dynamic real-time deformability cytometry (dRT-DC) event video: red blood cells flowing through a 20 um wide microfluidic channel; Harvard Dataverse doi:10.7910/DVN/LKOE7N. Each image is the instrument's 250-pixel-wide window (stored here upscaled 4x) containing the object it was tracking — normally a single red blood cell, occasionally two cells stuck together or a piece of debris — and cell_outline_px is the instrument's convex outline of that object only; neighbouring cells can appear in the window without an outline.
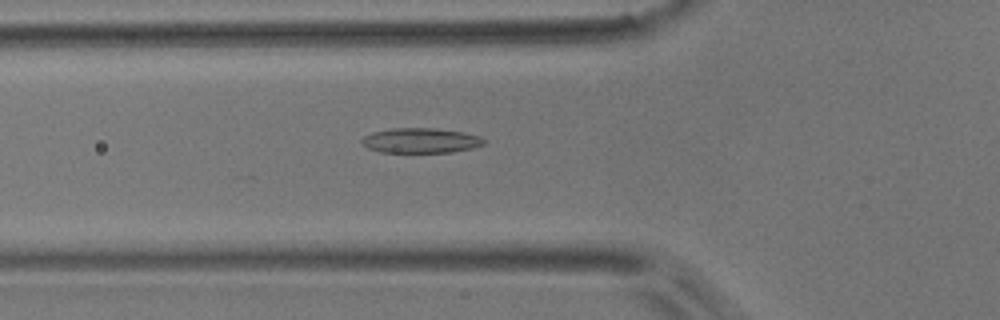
{"species": "common noctule bat (a hibernating species)", "species_latin": "Nyctalus noctula", "temperature_condition": "room temperature", "stored_images_in_passage": 53, "camera_frame_rate_fps": 3000, "um_per_image_px": 0.085, "animal": {"sex": "male", "body_mass_g": 17.9}, "frame": {"image": 1, "passage_image": 19, "time_ms": 6.0, "image_size_px": [1000, 320], "cell_outline_px": [[484, 144], [472, 148], [452, 152], [380, 152], [368, 148], [360, 140], [364, 136], [372, 132], [392, 128], [432, 128], [464, 132], [480, 136], [484, 140]], "centroid_in_image_um": [35.75, 11.94], "position_along_channel_um": 90.0, "area_um2": 17.69}}
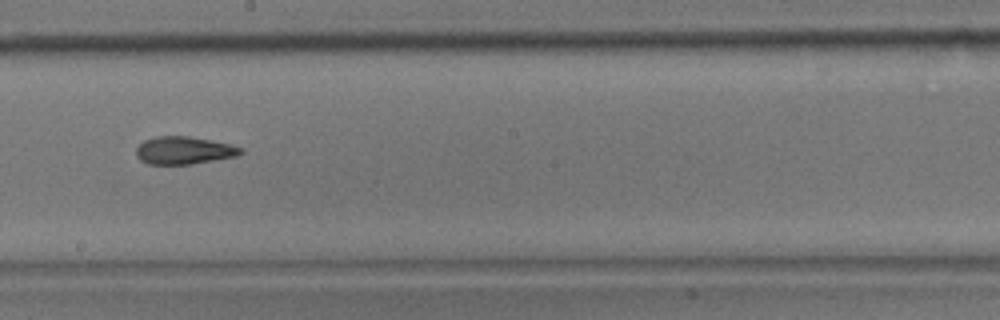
{"frame": {"image": 2, "passage_image": 30, "time_ms": 9.667, "image_size_px": [1000, 320], "cell_outline_px": [[244, 152], [236, 156], [192, 164], [148, 164], [140, 160], [136, 156], [136, 148], [144, 140], [156, 136], [188, 136], [228, 144], [244, 148]], "centroid_in_image_um": [15.61, 12.79], "position_along_channel_um": 232.6, "area_um2": 16.76}}
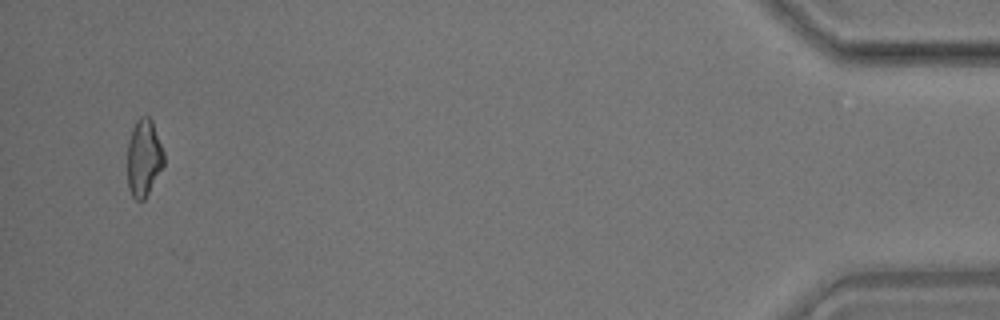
{"frame": {"image": 3, "passage_image": 51, "time_ms": 16.667, "image_size_px": [1000, 320], "cell_outline_px": [[164, 164], [144, 200], [136, 200], [132, 196], [128, 188], [128, 144], [132, 128], [136, 120], [140, 116], [148, 116], [152, 120], [164, 152]], "centroid_in_image_um": [12.22, 13.4], "position_along_channel_um": 423.0, "area_um2": 16.3}, "authors_computed_cell_mechanics": {"area_um2": 17.1666, "velocity_mm_per_s": 3.8754, "shape_relaxation_time_tau1_ms": 9.8947, "shape_relaxation_time_tau2_ms": 3.149, "deformation_change_tau1": 0.2156, "deformation_change_tau2": 0.1228}}